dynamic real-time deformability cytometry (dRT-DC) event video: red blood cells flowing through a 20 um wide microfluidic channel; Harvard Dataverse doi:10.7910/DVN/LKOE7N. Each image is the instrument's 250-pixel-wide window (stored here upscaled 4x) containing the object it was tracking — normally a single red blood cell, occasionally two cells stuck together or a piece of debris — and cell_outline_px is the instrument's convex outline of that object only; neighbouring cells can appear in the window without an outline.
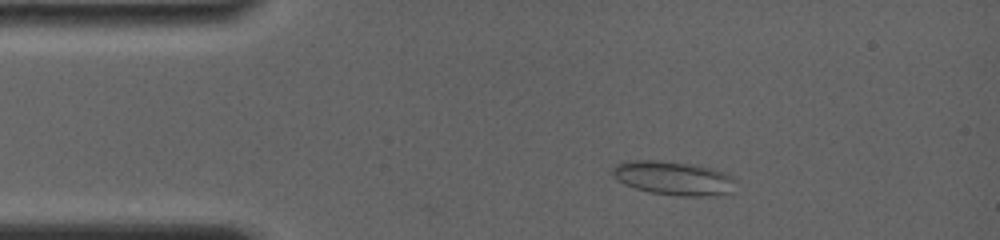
{"species": "common noctule bat (a hibernating species)", "species_latin": "Nyctalus noctula", "temperature_condition": "room temperature", "stored_images_in_passage": 32, "camera_frame_rate_fps": 4000, "um_per_image_px": 0.085, "animal": {"sex": "female", "body_mass_g": 19.0, "forearm_length_mm": 56.7}, "frame": {"image": 1, "passage_image": 3, "time_ms": 2.0, "image_size_px": [1000, 240], "cell_outline_px": [[736, 180], [732, 192], [716, 196], [680, 196], [648, 192], [624, 184], [616, 180], [612, 172], [612, 168], [616, 164], [624, 160], [660, 160], [696, 164], [712, 168], [724, 172], [732, 176]], "centroid_in_image_um": [57.25, 15.13], "position_along_channel_um": 27.8, "area_um2": 24.8}}
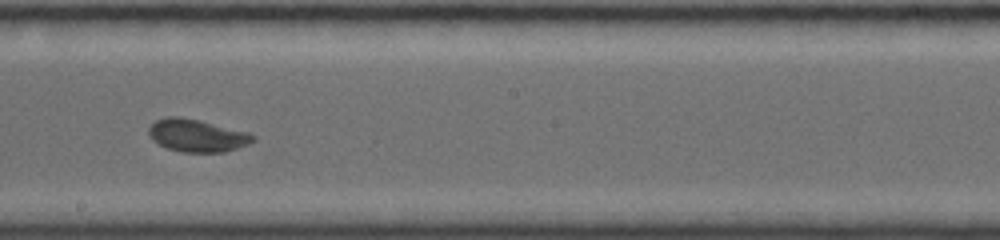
{"frame": {"image": 2, "passage_image": 16, "time_ms": 8.5, "image_size_px": [1000, 240], "cell_outline_px": [[256, 140], [248, 144], [224, 152], [180, 152], [168, 148], [152, 140], [148, 132], [148, 128], [156, 120], [168, 116], [176, 116], [196, 120], [244, 132], [256, 136]], "centroid_in_image_um": [16.7, 11.53], "position_along_channel_um": 231.5, "area_um2": 19.31}}
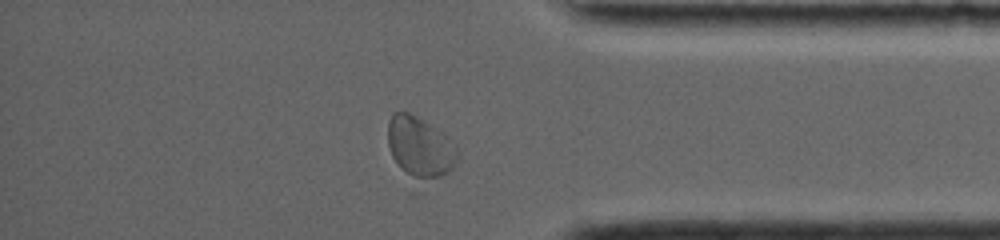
{"frame": {"image": 3, "passage_image": 28, "time_ms": 13.0, "image_size_px": [1000, 240], "cell_outline_px": [[460, 160], [448, 172], [420, 196], [408, 196], [392, 156], [388, 144], [388, 124], [392, 112], [408, 112], [444, 136], [456, 148]], "centroid_in_image_um": [35.62, 12.98], "position_along_channel_um": 399.6, "area_um2": 27.92}, "authors_computed_cell_mechanics": {"area_um2": 19.3919, "velocity_mm_per_s": 3.8419, "shape_relaxation_time_tau1_ms": 4.1185, "shape_relaxation_time_tau2_ms": 6.7343, "deformation_change_tau1": 0.1001, "deformation_change_tau2": 0.0922}}